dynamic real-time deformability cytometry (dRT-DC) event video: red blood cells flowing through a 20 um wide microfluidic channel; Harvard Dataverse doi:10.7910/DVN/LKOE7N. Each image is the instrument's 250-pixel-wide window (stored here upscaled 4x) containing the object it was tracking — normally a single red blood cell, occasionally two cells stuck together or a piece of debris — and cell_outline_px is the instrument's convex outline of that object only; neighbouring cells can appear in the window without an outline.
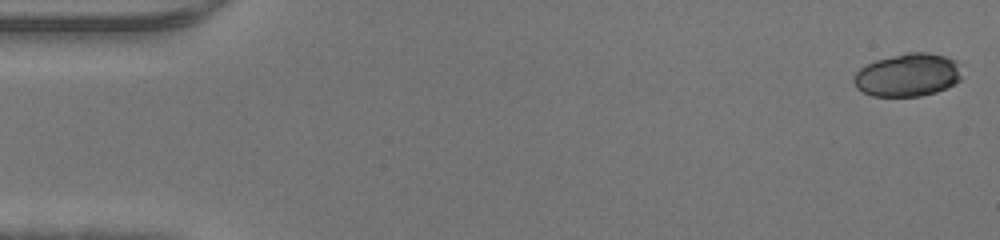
{"species": "human", "species_latin": "Homo sapiens", "temperature_condition": "warm", "stored_images_in_passage": 42, "camera_frame_rate_fps": 3000, "um_per_image_px": 0.085, "donor": {"sex": "male"}, "frame": {"image": 1, "passage_image": 1, "time_ms": 0.0, "image_size_px": [1000, 240], "cell_outline_px": [[960, 80], [936, 92], [920, 96], [872, 96], [856, 88], [852, 80], [856, 72], [860, 68], [876, 60], [908, 52], [928, 52], [944, 56], [956, 60], [960, 76]], "centroid_in_image_um": [77.12, 6.37], "position_along_channel_um": 7.9, "area_um2": 26.82}}
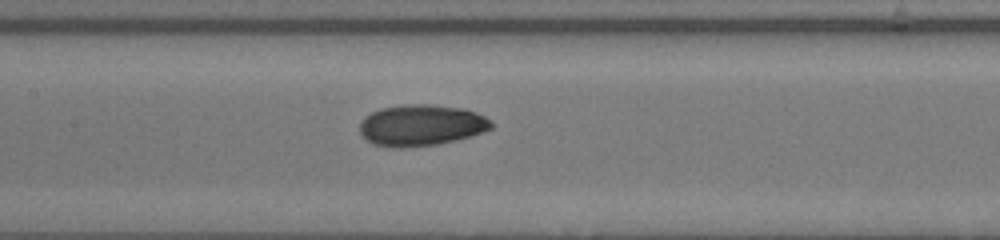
{"frame": {"image": 2, "passage_image": 22, "time_ms": 7.0, "image_size_px": [1000, 240], "cell_outline_px": [[492, 128], [484, 132], [456, 140], [436, 144], [404, 148], [396, 148], [372, 144], [360, 132], [360, 120], [364, 116], [380, 108], [412, 104], [432, 104], [464, 108], [476, 112], [484, 116], [492, 124]], "centroid_in_image_um": [35.79, 10.64], "position_along_channel_um": 171.6, "area_um2": 31.67}}
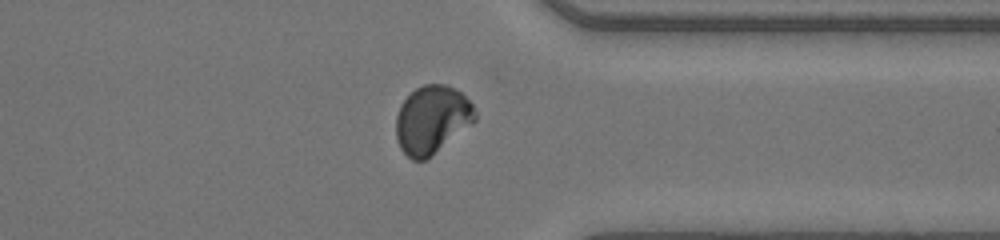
{"frame": {"image": 3, "passage_image": 36, "time_ms": 11.667, "image_size_px": [1000, 240], "cell_outline_px": [[476, 120], [472, 124], [432, 156], [424, 160], [412, 160], [400, 148], [396, 136], [396, 116], [400, 104], [416, 88], [424, 84], [448, 84], [456, 88], [472, 104], [476, 112]], "centroid_in_image_um": [36.72, 10.16], "position_along_channel_um": 374.7, "area_um2": 31.44}}